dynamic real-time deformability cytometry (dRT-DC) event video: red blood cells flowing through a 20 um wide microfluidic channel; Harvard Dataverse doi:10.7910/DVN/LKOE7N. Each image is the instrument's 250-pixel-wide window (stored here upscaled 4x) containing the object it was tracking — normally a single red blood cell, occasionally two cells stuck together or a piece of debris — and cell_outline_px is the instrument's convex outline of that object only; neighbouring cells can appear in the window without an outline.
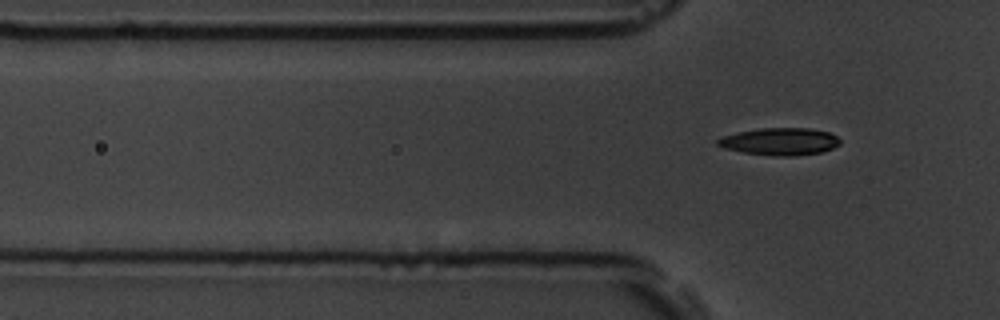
{"species": "common noctule bat (a hibernating species)", "species_latin": "Nyctalus noctula", "temperature_condition": "room temperature", "stored_images_in_passage": 4, "camera_frame_rate_fps": 3000, "um_per_image_px": 0.085, "animal": {"sex": "male", "body_mass_g": 19.5, "forearm_length_mm": 54.6}, "frame": {"image": 1, "passage_image": 4, "time_ms": 1.0, "image_size_px": [1000, 320], "cell_outline_px": [[840, 144], [832, 148], [820, 152], [796, 156], [776, 156], [744, 152], [724, 148], [716, 144], [716, 140], [724, 136], [740, 132], [760, 128], [808, 128], [828, 132], [836, 136], [840, 140]], "centroid_in_image_um": [66.3, 12.03], "position_along_channel_um": 59.5, "area_um2": 19.25}}